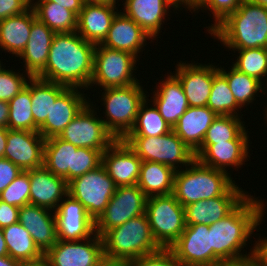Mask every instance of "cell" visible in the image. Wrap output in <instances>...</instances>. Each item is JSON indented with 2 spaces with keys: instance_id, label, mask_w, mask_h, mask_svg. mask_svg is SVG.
Instances as JSON below:
<instances>
[{
  "instance_id": "1",
  "label": "cell",
  "mask_w": 267,
  "mask_h": 266,
  "mask_svg": "<svg viewBox=\"0 0 267 266\" xmlns=\"http://www.w3.org/2000/svg\"><path fill=\"white\" fill-rule=\"evenodd\" d=\"M95 47L77 32L55 33L45 68L36 77L88 90Z\"/></svg>"
},
{
  "instance_id": "2",
  "label": "cell",
  "mask_w": 267,
  "mask_h": 266,
  "mask_svg": "<svg viewBox=\"0 0 267 266\" xmlns=\"http://www.w3.org/2000/svg\"><path fill=\"white\" fill-rule=\"evenodd\" d=\"M264 200L248 195L225 218L209 225L211 246L214 251V263L240 259L255 253V244L246 254L241 250L246 247L252 233L262 222Z\"/></svg>"
},
{
  "instance_id": "3",
  "label": "cell",
  "mask_w": 267,
  "mask_h": 266,
  "mask_svg": "<svg viewBox=\"0 0 267 266\" xmlns=\"http://www.w3.org/2000/svg\"><path fill=\"white\" fill-rule=\"evenodd\" d=\"M228 49L267 48V7L243 0L211 33Z\"/></svg>"
},
{
  "instance_id": "4",
  "label": "cell",
  "mask_w": 267,
  "mask_h": 266,
  "mask_svg": "<svg viewBox=\"0 0 267 266\" xmlns=\"http://www.w3.org/2000/svg\"><path fill=\"white\" fill-rule=\"evenodd\" d=\"M101 238L104 258L110 260L129 262L162 248L153 237L146 213L106 231Z\"/></svg>"
},
{
  "instance_id": "5",
  "label": "cell",
  "mask_w": 267,
  "mask_h": 266,
  "mask_svg": "<svg viewBox=\"0 0 267 266\" xmlns=\"http://www.w3.org/2000/svg\"><path fill=\"white\" fill-rule=\"evenodd\" d=\"M229 174L206 166L195 158L185 170L176 171L172 194L183 207L222 196L235 183Z\"/></svg>"
},
{
  "instance_id": "6",
  "label": "cell",
  "mask_w": 267,
  "mask_h": 266,
  "mask_svg": "<svg viewBox=\"0 0 267 266\" xmlns=\"http://www.w3.org/2000/svg\"><path fill=\"white\" fill-rule=\"evenodd\" d=\"M140 84L103 89L101 100L105 106V119H101L115 139H123L131 131L140 105L149 97Z\"/></svg>"
},
{
  "instance_id": "7",
  "label": "cell",
  "mask_w": 267,
  "mask_h": 266,
  "mask_svg": "<svg viewBox=\"0 0 267 266\" xmlns=\"http://www.w3.org/2000/svg\"><path fill=\"white\" fill-rule=\"evenodd\" d=\"M123 140L142 161L162 163L175 171L182 166L187 167L196 158L195 153L173 130L158 137L125 136Z\"/></svg>"
},
{
  "instance_id": "8",
  "label": "cell",
  "mask_w": 267,
  "mask_h": 266,
  "mask_svg": "<svg viewBox=\"0 0 267 266\" xmlns=\"http://www.w3.org/2000/svg\"><path fill=\"white\" fill-rule=\"evenodd\" d=\"M135 55L127 51L114 50L97 44L94 52L93 74L88 88L97 85L104 88L125 87L139 80L133 75ZM94 84V85H93Z\"/></svg>"
},
{
  "instance_id": "9",
  "label": "cell",
  "mask_w": 267,
  "mask_h": 266,
  "mask_svg": "<svg viewBox=\"0 0 267 266\" xmlns=\"http://www.w3.org/2000/svg\"><path fill=\"white\" fill-rule=\"evenodd\" d=\"M145 213L155 241L170 248L186 228L184 207L173 194L147 198Z\"/></svg>"
},
{
  "instance_id": "10",
  "label": "cell",
  "mask_w": 267,
  "mask_h": 266,
  "mask_svg": "<svg viewBox=\"0 0 267 266\" xmlns=\"http://www.w3.org/2000/svg\"><path fill=\"white\" fill-rule=\"evenodd\" d=\"M68 194L78 200L96 221L105 211L117 186L101 164L67 183Z\"/></svg>"
},
{
  "instance_id": "11",
  "label": "cell",
  "mask_w": 267,
  "mask_h": 266,
  "mask_svg": "<svg viewBox=\"0 0 267 266\" xmlns=\"http://www.w3.org/2000/svg\"><path fill=\"white\" fill-rule=\"evenodd\" d=\"M93 106V102H89L58 137L78 148L106 150L116 139L106 129Z\"/></svg>"
},
{
  "instance_id": "12",
  "label": "cell",
  "mask_w": 267,
  "mask_h": 266,
  "mask_svg": "<svg viewBox=\"0 0 267 266\" xmlns=\"http://www.w3.org/2000/svg\"><path fill=\"white\" fill-rule=\"evenodd\" d=\"M147 198L137 184L118 186L105 211L95 221V233L101 237L106 231L145 214Z\"/></svg>"
},
{
  "instance_id": "13",
  "label": "cell",
  "mask_w": 267,
  "mask_h": 266,
  "mask_svg": "<svg viewBox=\"0 0 267 266\" xmlns=\"http://www.w3.org/2000/svg\"><path fill=\"white\" fill-rule=\"evenodd\" d=\"M44 256L50 266H96L103 258L102 238L98 234L80 241H62Z\"/></svg>"
},
{
  "instance_id": "14",
  "label": "cell",
  "mask_w": 267,
  "mask_h": 266,
  "mask_svg": "<svg viewBox=\"0 0 267 266\" xmlns=\"http://www.w3.org/2000/svg\"><path fill=\"white\" fill-rule=\"evenodd\" d=\"M169 249L185 266H210L214 263L209 225H186L180 237Z\"/></svg>"
},
{
  "instance_id": "15",
  "label": "cell",
  "mask_w": 267,
  "mask_h": 266,
  "mask_svg": "<svg viewBox=\"0 0 267 266\" xmlns=\"http://www.w3.org/2000/svg\"><path fill=\"white\" fill-rule=\"evenodd\" d=\"M54 212L58 240L80 241L95 234V221L84 206L69 194Z\"/></svg>"
},
{
  "instance_id": "16",
  "label": "cell",
  "mask_w": 267,
  "mask_h": 266,
  "mask_svg": "<svg viewBox=\"0 0 267 266\" xmlns=\"http://www.w3.org/2000/svg\"><path fill=\"white\" fill-rule=\"evenodd\" d=\"M249 194L233 184L222 196L199 200L184 207L186 225H211L230 214Z\"/></svg>"
},
{
  "instance_id": "17",
  "label": "cell",
  "mask_w": 267,
  "mask_h": 266,
  "mask_svg": "<svg viewBox=\"0 0 267 266\" xmlns=\"http://www.w3.org/2000/svg\"><path fill=\"white\" fill-rule=\"evenodd\" d=\"M44 144L45 138L39 132L8 129L4 158L22 171L42 167Z\"/></svg>"
},
{
  "instance_id": "18",
  "label": "cell",
  "mask_w": 267,
  "mask_h": 266,
  "mask_svg": "<svg viewBox=\"0 0 267 266\" xmlns=\"http://www.w3.org/2000/svg\"><path fill=\"white\" fill-rule=\"evenodd\" d=\"M249 135L245 129L235 140L218 144H202L194 153L204 165L214 169L226 170L227 167H242L248 160Z\"/></svg>"
},
{
  "instance_id": "19",
  "label": "cell",
  "mask_w": 267,
  "mask_h": 266,
  "mask_svg": "<svg viewBox=\"0 0 267 266\" xmlns=\"http://www.w3.org/2000/svg\"><path fill=\"white\" fill-rule=\"evenodd\" d=\"M142 160L123 139H116L103 153L102 165L115 185L138 183Z\"/></svg>"
},
{
  "instance_id": "20",
  "label": "cell",
  "mask_w": 267,
  "mask_h": 266,
  "mask_svg": "<svg viewBox=\"0 0 267 266\" xmlns=\"http://www.w3.org/2000/svg\"><path fill=\"white\" fill-rule=\"evenodd\" d=\"M80 89V90H79ZM81 88L67 87L52 103L50 114L38 132L45 138L59 136L65 127L90 102Z\"/></svg>"
},
{
  "instance_id": "21",
  "label": "cell",
  "mask_w": 267,
  "mask_h": 266,
  "mask_svg": "<svg viewBox=\"0 0 267 266\" xmlns=\"http://www.w3.org/2000/svg\"><path fill=\"white\" fill-rule=\"evenodd\" d=\"M174 76L180 81L188 105L207 106L213 83V64L178 62ZM198 64V65H197Z\"/></svg>"
},
{
  "instance_id": "22",
  "label": "cell",
  "mask_w": 267,
  "mask_h": 266,
  "mask_svg": "<svg viewBox=\"0 0 267 266\" xmlns=\"http://www.w3.org/2000/svg\"><path fill=\"white\" fill-rule=\"evenodd\" d=\"M123 13L134 20L151 38L156 40L163 28L169 8L176 10L180 4L176 0H124ZM171 6V7H170ZM163 22V23H162Z\"/></svg>"
},
{
  "instance_id": "23",
  "label": "cell",
  "mask_w": 267,
  "mask_h": 266,
  "mask_svg": "<svg viewBox=\"0 0 267 266\" xmlns=\"http://www.w3.org/2000/svg\"><path fill=\"white\" fill-rule=\"evenodd\" d=\"M19 223L44 254L58 241L54 211L33 204L24 205L19 209Z\"/></svg>"
},
{
  "instance_id": "24",
  "label": "cell",
  "mask_w": 267,
  "mask_h": 266,
  "mask_svg": "<svg viewBox=\"0 0 267 266\" xmlns=\"http://www.w3.org/2000/svg\"><path fill=\"white\" fill-rule=\"evenodd\" d=\"M30 204L55 211L68 194V185L63 177L54 175L44 166L30 169Z\"/></svg>"
},
{
  "instance_id": "25",
  "label": "cell",
  "mask_w": 267,
  "mask_h": 266,
  "mask_svg": "<svg viewBox=\"0 0 267 266\" xmlns=\"http://www.w3.org/2000/svg\"><path fill=\"white\" fill-rule=\"evenodd\" d=\"M116 6L85 1L77 18L76 32L95 45L106 38L116 14Z\"/></svg>"
},
{
  "instance_id": "26",
  "label": "cell",
  "mask_w": 267,
  "mask_h": 266,
  "mask_svg": "<svg viewBox=\"0 0 267 266\" xmlns=\"http://www.w3.org/2000/svg\"><path fill=\"white\" fill-rule=\"evenodd\" d=\"M148 39L152 38L134 20L118 11L101 45L130 52L138 58Z\"/></svg>"
},
{
  "instance_id": "27",
  "label": "cell",
  "mask_w": 267,
  "mask_h": 266,
  "mask_svg": "<svg viewBox=\"0 0 267 266\" xmlns=\"http://www.w3.org/2000/svg\"><path fill=\"white\" fill-rule=\"evenodd\" d=\"M168 74L155 86L151 102L158 109L163 119L173 128L178 119L189 108L186 95L180 81L172 74Z\"/></svg>"
},
{
  "instance_id": "28",
  "label": "cell",
  "mask_w": 267,
  "mask_h": 266,
  "mask_svg": "<svg viewBox=\"0 0 267 266\" xmlns=\"http://www.w3.org/2000/svg\"><path fill=\"white\" fill-rule=\"evenodd\" d=\"M30 33L26 47L18 57L25 62L24 71L36 77L45 68L55 32L35 18Z\"/></svg>"
},
{
  "instance_id": "29",
  "label": "cell",
  "mask_w": 267,
  "mask_h": 266,
  "mask_svg": "<svg viewBox=\"0 0 267 266\" xmlns=\"http://www.w3.org/2000/svg\"><path fill=\"white\" fill-rule=\"evenodd\" d=\"M217 114L207 106L191 107L178 119L172 130L195 152L201 145Z\"/></svg>"
},
{
  "instance_id": "30",
  "label": "cell",
  "mask_w": 267,
  "mask_h": 266,
  "mask_svg": "<svg viewBox=\"0 0 267 266\" xmlns=\"http://www.w3.org/2000/svg\"><path fill=\"white\" fill-rule=\"evenodd\" d=\"M36 18L30 7L23 14L0 20V48L18 57L29 40L31 25Z\"/></svg>"
},
{
  "instance_id": "31",
  "label": "cell",
  "mask_w": 267,
  "mask_h": 266,
  "mask_svg": "<svg viewBox=\"0 0 267 266\" xmlns=\"http://www.w3.org/2000/svg\"><path fill=\"white\" fill-rule=\"evenodd\" d=\"M78 147L58 136L45 139L43 166L68 183L73 179L74 153Z\"/></svg>"
},
{
  "instance_id": "32",
  "label": "cell",
  "mask_w": 267,
  "mask_h": 266,
  "mask_svg": "<svg viewBox=\"0 0 267 266\" xmlns=\"http://www.w3.org/2000/svg\"><path fill=\"white\" fill-rule=\"evenodd\" d=\"M27 86L30 88L32 114L35 132L45 123L57 97L67 88L63 84L47 81L39 77H30Z\"/></svg>"
},
{
  "instance_id": "33",
  "label": "cell",
  "mask_w": 267,
  "mask_h": 266,
  "mask_svg": "<svg viewBox=\"0 0 267 266\" xmlns=\"http://www.w3.org/2000/svg\"><path fill=\"white\" fill-rule=\"evenodd\" d=\"M175 173L165 164L142 161L137 186L147 197L172 194Z\"/></svg>"
},
{
  "instance_id": "34",
  "label": "cell",
  "mask_w": 267,
  "mask_h": 266,
  "mask_svg": "<svg viewBox=\"0 0 267 266\" xmlns=\"http://www.w3.org/2000/svg\"><path fill=\"white\" fill-rule=\"evenodd\" d=\"M2 230L8 248V256L19 262L34 261L44 256L30 233L19 222Z\"/></svg>"
},
{
  "instance_id": "35",
  "label": "cell",
  "mask_w": 267,
  "mask_h": 266,
  "mask_svg": "<svg viewBox=\"0 0 267 266\" xmlns=\"http://www.w3.org/2000/svg\"><path fill=\"white\" fill-rule=\"evenodd\" d=\"M36 18L55 33L76 32L78 16L61 5L48 1H31Z\"/></svg>"
},
{
  "instance_id": "36",
  "label": "cell",
  "mask_w": 267,
  "mask_h": 266,
  "mask_svg": "<svg viewBox=\"0 0 267 266\" xmlns=\"http://www.w3.org/2000/svg\"><path fill=\"white\" fill-rule=\"evenodd\" d=\"M218 70L226 78L229 88L237 104L241 108L253 103L255 100L254 98L260 91H262V93L265 92L264 89L266 87L263 82L255 77L244 74L233 65L231 66L230 71H226L224 67L222 68L221 66L218 67Z\"/></svg>"
},
{
  "instance_id": "37",
  "label": "cell",
  "mask_w": 267,
  "mask_h": 266,
  "mask_svg": "<svg viewBox=\"0 0 267 266\" xmlns=\"http://www.w3.org/2000/svg\"><path fill=\"white\" fill-rule=\"evenodd\" d=\"M207 107L217 115H234L240 116L239 108L226 78L219 72L217 66L213 65V83L211 93L208 98ZM238 112V113H237ZM239 115V116H238Z\"/></svg>"
},
{
  "instance_id": "38",
  "label": "cell",
  "mask_w": 267,
  "mask_h": 266,
  "mask_svg": "<svg viewBox=\"0 0 267 266\" xmlns=\"http://www.w3.org/2000/svg\"><path fill=\"white\" fill-rule=\"evenodd\" d=\"M148 98L140 105L133 128L126 136L158 137L167 134L172 127L163 119L155 105L152 107ZM150 107V108H149Z\"/></svg>"
},
{
  "instance_id": "39",
  "label": "cell",
  "mask_w": 267,
  "mask_h": 266,
  "mask_svg": "<svg viewBox=\"0 0 267 266\" xmlns=\"http://www.w3.org/2000/svg\"><path fill=\"white\" fill-rule=\"evenodd\" d=\"M8 104L9 116L7 128L10 130L35 131L30 88L26 85Z\"/></svg>"
},
{
  "instance_id": "40",
  "label": "cell",
  "mask_w": 267,
  "mask_h": 266,
  "mask_svg": "<svg viewBox=\"0 0 267 266\" xmlns=\"http://www.w3.org/2000/svg\"><path fill=\"white\" fill-rule=\"evenodd\" d=\"M241 119L242 117L234 115H217L207 129L202 144H218L235 140L245 130V123Z\"/></svg>"
},
{
  "instance_id": "41",
  "label": "cell",
  "mask_w": 267,
  "mask_h": 266,
  "mask_svg": "<svg viewBox=\"0 0 267 266\" xmlns=\"http://www.w3.org/2000/svg\"><path fill=\"white\" fill-rule=\"evenodd\" d=\"M238 58L233 66L244 74L262 82L267 75V48L238 49Z\"/></svg>"
},
{
  "instance_id": "42",
  "label": "cell",
  "mask_w": 267,
  "mask_h": 266,
  "mask_svg": "<svg viewBox=\"0 0 267 266\" xmlns=\"http://www.w3.org/2000/svg\"><path fill=\"white\" fill-rule=\"evenodd\" d=\"M0 200L18 208L30 204L29 170L22 171L1 193Z\"/></svg>"
},
{
  "instance_id": "43",
  "label": "cell",
  "mask_w": 267,
  "mask_h": 266,
  "mask_svg": "<svg viewBox=\"0 0 267 266\" xmlns=\"http://www.w3.org/2000/svg\"><path fill=\"white\" fill-rule=\"evenodd\" d=\"M243 0H196L193 7L190 9L198 11L202 8L209 10L213 14L214 24L208 26L207 32L210 34L220 23H222L231 13H234Z\"/></svg>"
},
{
  "instance_id": "44",
  "label": "cell",
  "mask_w": 267,
  "mask_h": 266,
  "mask_svg": "<svg viewBox=\"0 0 267 266\" xmlns=\"http://www.w3.org/2000/svg\"><path fill=\"white\" fill-rule=\"evenodd\" d=\"M27 75V76H26ZM28 79L31 77L27 72H15L12 69H5V66L0 70V100L9 102L21 90L26 87Z\"/></svg>"
},
{
  "instance_id": "45",
  "label": "cell",
  "mask_w": 267,
  "mask_h": 266,
  "mask_svg": "<svg viewBox=\"0 0 267 266\" xmlns=\"http://www.w3.org/2000/svg\"><path fill=\"white\" fill-rule=\"evenodd\" d=\"M104 151L105 150L79 147L74 153L73 179L100 166L102 164V153Z\"/></svg>"
},
{
  "instance_id": "46",
  "label": "cell",
  "mask_w": 267,
  "mask_h": 266,
  "mask_svg": "<svg viewBox=\"0 0 267 266\" xmlns=\"http://www.w3.org/2000/svg\"><path fill=\"white\" fill-rule=\"evenodd\" d=\"M127 264L128 266H182L169 248H161L155 253L132 259Z\"/></svg>"
},
{
  "instance_id": "47",
  "label": "cell",
  "mask_w": 267,
  "mask_h": 266,
  "mask_svg": "<svg viewBox=\"0 0 267 266\" xmlns=\"http://www.w3.org/2000/svg\"><path fill=\"white\" fill-rule=\"evenodd\" d=\"M31 7V0H0V20L23 14Z\"/></svg>"
},
{
  "instance_id": "48",
  "label": "cell",
  "mask_w": 267,
  "mask_h": 266,
  "mask_svg": "<svg viewBox=\"0 0 267 266\" xmlns=\"http://www.w3.org/2000/svg\"><path fill=\"white\" fill-rule=\"evenodd\" d=\"M22 172L10 160L0 158V193Z\"/></svg>"
},
{
  "instance_id": "49",
  "label": "cell",
  "mask_w": 267,
  "mask_h": 266,
  "mask_svg": "<svg viewBox=\"0 0 267 266\" xmlns=\"http://www.w3.org/2000/svg\"><path fill=\"white\" fill-rule=\"evenodd\" d=\"M19 209L0 200V228L19 222Z\"/></svg>"
},
{
  "instance_id": "50",
  "label": "cell",
  "mask_w": 267,
  "mask_h": 266,
  "mask_svg": "<svg viewBox=\"0 0 267 266\" xmlns=\"http://www.w3.org/2000/svg\"><path fill=\"white\" fill-rule=\"evenodd\" d=\"M36 1L54 2L56 4L61 5V7L66 8L67 10H71L78 16L86 0H36Z\"/></svg>"
},
{
  "instance_id": "51",
  "label": "cell",
  "mask_w": 267,
  "mask_h": 266,
  "mask_svg": "<svg viewBox=\"0 0 267 266\" xmlns=\"http://www.w3.org/2000/svg\"><path fill=\"white\" fill-rule=\"evenodd\" d=\"M235 266H267L255 253L240 259H235Z\"/></svg>"
},
{
  "instance_id": "52",
  "label": "cell",
  "mask_w": 267,
  "mask_h": 266,
  "mask_svg": "<svg viewBox=\"0 0 267 266\" xmlns=\"http://www.w3.org/2000/svg\"><path fill=\"white\" fill-rule=\"evenodd\" d=\"M255 254L267 264V237L260 238L255 242Z\"/></svg>"
},
{
  "instance_id": "53",
  "label": "cell",
  "mask_w": 267,
  "mask_h": 266,
  "mask_svg": "<svg viewBox=\"0 0 267 266\" xmlns=\"http://www.w3.org/2000/svg\"><path fill=\"white\" fill-rule=\"evenodd\" d=\"M9 116V104L0 100V127L7 128Z\"/></svg>"
},
{
  "instance_id": "54",
  "label": "cell",
  "mask_w": 267,
  "mask_h": 266,
  "mask_svg": "<svg viewBox=\"0 0 267 266\" xmlns=\"http://www.w3.org/2000/svg\"><path fill=\"white\" fill-rule=\"evenodd\" d=\"M8 128L0 127V158H4V151L7 144Z\"/></svg>"
},
{
  "instance_id": "55",
  "label": "cell",
  "mask_w": 267,
  "mask_h": 266,
  "mask_svg": "<svg viewBox=\"0 0 267 266\" xmlns=\"http://www.w3.org/2000/svg\"><path fill=\"white\" fill-rule=\"evenodd\" d=\"M19 266H50L48 263V260L46 259L45 256L38 260L34 261H27V262H20Z\"/></svg>"
},
{
  "instance_id": "56",
  "label": "cell",
  "mask_w": 267,
  "mask_h": 266,
  "mask_svg": "<svg viewBox=\"0 0 267 266\" xmlns=\"http://www.w3.org/2000/svg\"><path fill=\"white\" fill-rule=\"evenodd\" d=\"M96 266H128L127 262L103 258Z\"/></svg>"
},
{
  "instance_id": "57",
  "label": "cell",
  "mask_w": 267,
  "mask_h": 266,
  "mask_svg": "<svg viewBox=\"0 0 267 266\" xmlns=\"http://www.w3.org/2000/svg\"><path fill=\"white\" fill-rule=\"evenodd\" d=\"M19 263L10 256H0V266H19Z\"/></svg>"
},
{
  "instance_id": "58",
  "label": "cell",
  "mask_w": 267,
  "mask_h": 266,
  "mask_svg": "<svg viewBox=\"0 0 267 266\" xmlns=\"http://www.w3.org/2000/svg\"><path fill=\"white\" fill-rule=\"evenodd\" d=\"M0 256H8V248L3 235V230L0 228Z\"/></svg>"
},
{
  "instance_id": "59",
  "label": "cell",
  "mask_w": 267,
  "mask_h": 266,
  "mask_svg": "<svg viewBox=\"0 0 267 266\" xmlns=\"http://www.w3.org/2000/svg\"><path fill=\"white\" fill-rule=\"evenodd\" d=\"M210 266H235V259L231 261H220L217 263H213Z\"/></svg>"
},
{
  "instance_id": "60",
  "label": "cell",
  "mask_w": 267,
  "mask_h": 266,
  "mask_svg": "<svg viewBox=\"0 0 267 266\" xmlns=\"http://www.w3.org/2000/svg\"><path fill=\"white\" fill-rule=\"evenodd\" d=\"M86 1L94 2V3H105V4H111V5L116 6L119 0H86Z\"/></svg>"
},
{
  "instance_id": "61",
  "label": "cell",
  "mask_w": 267,
  "mask_h": 266,
  "mask_svg": "<svg viewBox=\"0 0 267 266\" xmlns=\"http://www.w3.org/2000/svg\"><path fill=\"white\" fill-rule=\"evenodd\" d=\"M247 1L267 7V0H247Z\"/></svg>"
},
{
  "instance_id": "62",
  "label": "cell",
  "mask_w": 267,
  "mask_h": 266,
  "mask_svg": "<svg viewBox=\"0 0 267 266\" xmlns=\"http://www.w3.org/2000/svg\"><path fill=\"white\" fill-rule=\"evenodd\" d=\"M181 6L183 5V7H185V9L187 8V0H176Z\"/></svg>"
},
{
  "instance_id": "63",
  "label": "cell",
  "mask_w": 267,
  "mask_h": 266,
  "mask_svg": "<svg viewBox=\"0 0 267 266\" xmlns=\"http://www.w3.org/2000/svg\"><path fill=\"white\" fill-rule=\"evenodd\" d=\"M264 116H266L265 120L267 121V109H266V112H265Z\"/></svg>"
},
{
  "instance_id": "64",
  "label": "cell",
  "mask_w": 267,
  "mask_h": 266,
  "mask_svg": "<svg viewBox=\"0 0 267 266\" xmlns=\"http://www.w3.org/2000/svg\"><path fill=\"white\" fill-rule=\"evenodd\" d=\"M3 63H1V61H0V70L2 69V66H4V65H2Z\"/></svg>"
}]
</instances>
